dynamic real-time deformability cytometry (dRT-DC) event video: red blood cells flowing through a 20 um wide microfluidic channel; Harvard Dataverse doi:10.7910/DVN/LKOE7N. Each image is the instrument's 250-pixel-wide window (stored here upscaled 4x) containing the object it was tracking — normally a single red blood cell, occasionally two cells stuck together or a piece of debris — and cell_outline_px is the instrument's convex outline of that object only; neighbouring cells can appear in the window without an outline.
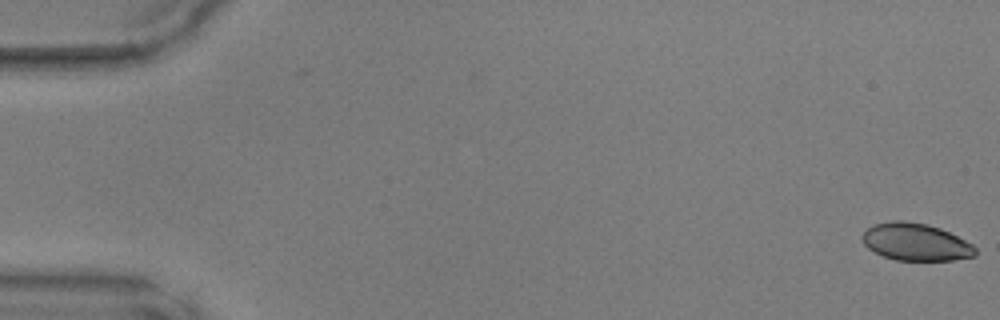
{"species": "common noctule bat (a hibernating species)", "species_latin": "Nyctalus noctula", "temperature_condition": "warm", "stored_images_in_passage": 2, "camera_frame_rate_fps": 3000, "um_per_image_px": 0.085, "animal": {"sex": "male", "body_mass_g": 17.9, "forearm_length_mm": 54.2}, "frame": {"image": 1, "passage_image": 2, "time_ms": 0.333, "image_size_px": [1000, 320], "cell_outline_px": [[976, 256], [952, 260], [896, 260], [884, 256], [868, 248], [864, 244], [860, 236], [868, 228], [876, 224], [892, 220], [904, 220], [928, 224], [940, 228], [972, 244], [976, 248]], "centroid_in_image_um": [77.83, 20.56], "position_along_channel_um": 7.2, "area_um2": 24.51}}